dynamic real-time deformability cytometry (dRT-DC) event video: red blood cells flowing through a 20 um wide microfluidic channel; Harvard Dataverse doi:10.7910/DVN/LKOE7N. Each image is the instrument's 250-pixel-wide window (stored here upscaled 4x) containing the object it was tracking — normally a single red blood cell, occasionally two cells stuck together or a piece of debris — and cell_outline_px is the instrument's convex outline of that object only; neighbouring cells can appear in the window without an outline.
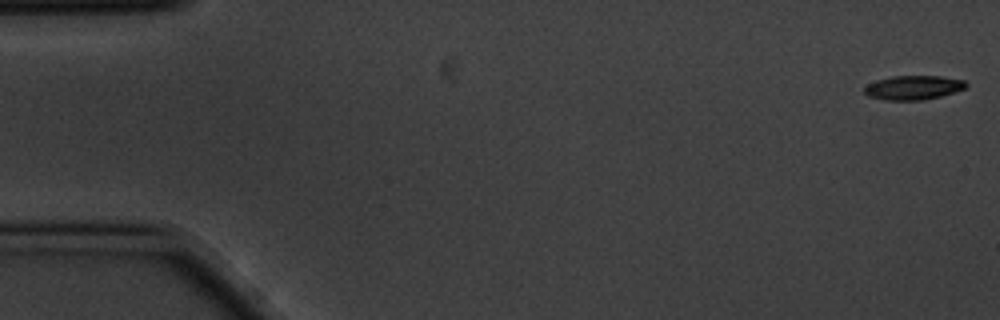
{"species": "common noctule bat (a hibernating species)", "species_latin": "Nyctalus noctula", "temperature_condition": "cold", "stored_images_in_passage": 3, "camera_frame_rate_fps": 3000, "um_per_image_px": 0.085, "animal": {"sex": "male", "body_mass_g": 20.1, "forearm_length_mm": 53.5}, "frame": {"image": 1, "passage_image": 1, "time_ms": 0.0, "image_size_px": [1000, 320], "cell_outline_px": [[968, 84], [964, 88], [940, 96], [924, 100], [884, 100], [868, 96], [864, 92], [864, 88], [868, 84], [876, 80], [892, 76], [940, 76], [964, 80]], "centroid_in_image_um": [77.6, 7.44], "position_along_channel_um": 7.4, "area_um2": 14.22}}